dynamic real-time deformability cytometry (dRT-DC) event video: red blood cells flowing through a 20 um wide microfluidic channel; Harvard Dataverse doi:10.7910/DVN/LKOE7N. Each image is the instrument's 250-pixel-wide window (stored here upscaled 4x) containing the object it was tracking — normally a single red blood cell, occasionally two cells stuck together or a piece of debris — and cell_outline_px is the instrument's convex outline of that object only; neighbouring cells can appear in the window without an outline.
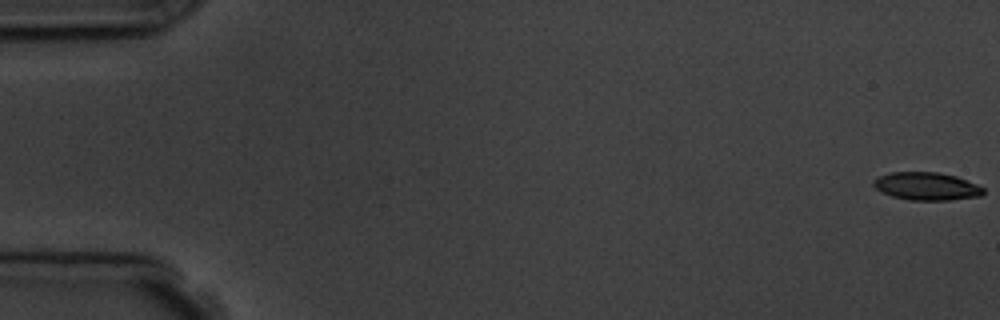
{"species": "common noctule bat (a hibernating species)", "species_latin": "Nyctalus noctula", "temperature_condition": "room temperature", "stored_images_in_passage": 6, "camera_frame_rate_fps": 3000, "um_per_image_px": 0.085, "animal": {"sex": "male", "body_mass_g": 19.5, "forearm_length_mm": 54.6}, "frame": {"image": 1, "passage_image": 1, "time_ms": 0.0, "image_size_px": [1000, 320], "cell_outline_px": [[984, 192], [980, 196], [948, 200], [908, 200], [892, 196], [876, 188], [872, 184], [872, 180], [880, 176], [892, 172], [940, 172], [956, 176], [976, 184], [984, 188]], "centroid_in_image_um": [78.76, 15.83], "position_along_channel_um": 6.2, "area_um2": 17.74}}
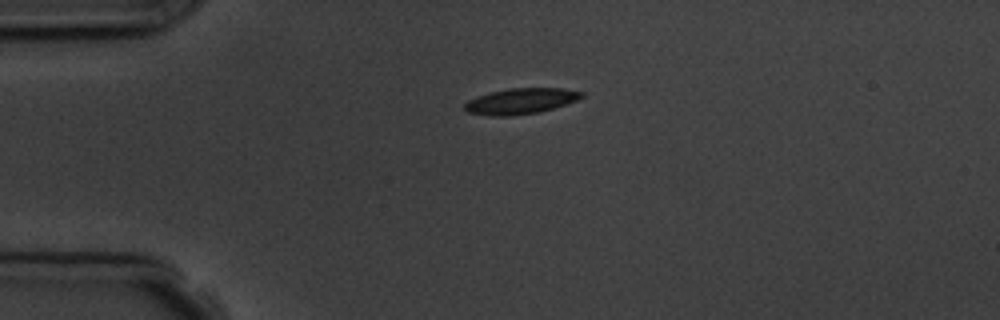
{"frame": {"image": 2, "passage_image": 6, "time_ms": 6.667, "image_size_px": [1000, 320], "cell_outline_px": [[584, 96], [576, 100], [540, 112], [512, 116], [492, 116], [468, 112], [464, 108], [464, 104], [468, 100], [476, 96], [488, 92], [508, 88], [560, 88], [584, 92]], "centroid_in_image_um": [44.22, 8.59], "position_along_channel_um": 40.8, "area_um2": 17.57}}